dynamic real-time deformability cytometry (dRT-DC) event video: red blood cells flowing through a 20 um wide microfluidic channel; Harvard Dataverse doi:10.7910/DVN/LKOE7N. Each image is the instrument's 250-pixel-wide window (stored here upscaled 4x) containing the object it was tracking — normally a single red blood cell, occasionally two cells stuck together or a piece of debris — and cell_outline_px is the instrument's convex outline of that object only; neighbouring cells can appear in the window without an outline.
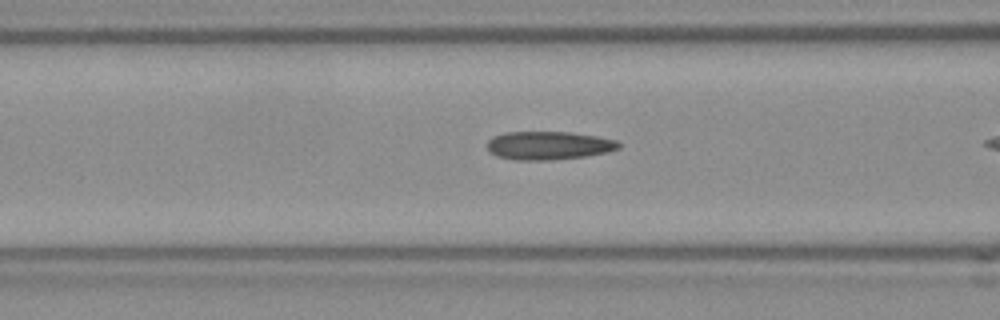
{"species": "Egyptian fruit bat (a non-hibernating species)", "species_latin": "Rousettus aegyptiacus", "temperature_condition": "room temperature", "stored_images_in_passage": 9, "camera_frame_rate_fps": 3000, "um_per_image_px": 0.085, "frame": {"image": 1, "passage_image": 8, "time_ms": 2.333, "image_size_px": [1000, 320], "cell_outline_px": [[620, 148], [608, 152], [584, 156], [552, 160], [516, 160], [496, 156], [488, 152], [488, 140], [492, 136], [504, 132], [568, 132], [596, 136], [616, 140], [620, 144]], "centroid_in_image_um": [46.6, 12.37], "position_along_channel_um": 120.0, "area_um2": 21.79}}